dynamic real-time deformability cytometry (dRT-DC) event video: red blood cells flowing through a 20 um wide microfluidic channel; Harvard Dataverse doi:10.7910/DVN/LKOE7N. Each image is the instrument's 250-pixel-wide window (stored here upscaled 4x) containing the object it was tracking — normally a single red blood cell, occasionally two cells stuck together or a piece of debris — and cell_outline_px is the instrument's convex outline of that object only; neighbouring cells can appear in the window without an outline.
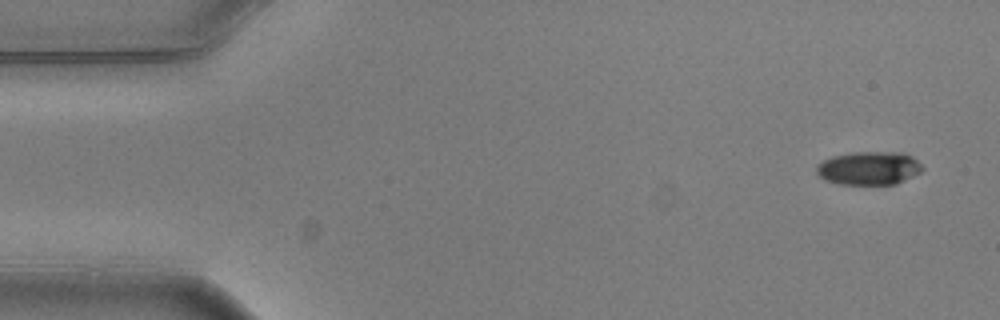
{"species": "common noctule bat (a hibernating species)", "species_latin": "Nyctalus noctula", "temperature_condition": "warm", "stored_images_in_passage": 5, "camera_frame_rate_fps": 3000, "um_per_image_px": 0.085, "animal": {"sex": "male", "body_mass_g": 20.5, "forearm_length_mm": 52.5}, "frame": {"image": 1, "passage_image": 1, "time_ms": 0.0, "image_size_px": [1000, 320], "cell_outline_px": [[924, 168], [920, 172], [896, 184], [840, 184], [824, 180], [816, 172], [816, 164], [832, 156], [852, 152], [904, 152], [912, 156]], "centroid_in_image_um": [73.84, 14.28], "position_along_channel_um": 11.2, "area_um2": 20.63}}
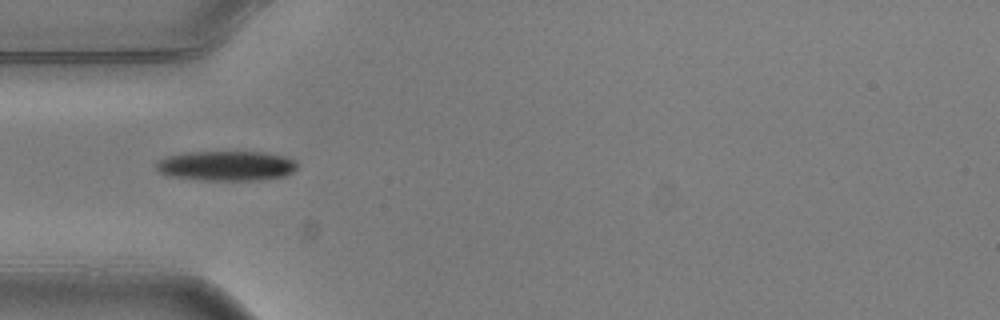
{"frame": {"image": 2, "passage_image": 4, "time_ms": 1.0, "image_size_px": [1000, 320], "cell_outline_px": [[300, 164], [292, 172], [284, 176], [260, 180], [204, 180], [168, 176], [160, 172], [156, 168], [156, 164], [160, 160], [168, 156], [184, 152], [268, 152], [288, 156], [296, 160]], "centroid_in_image_um": [19.31, 14.09], "position_along_channel_um": 65.7, "area_um2": 24.8}}
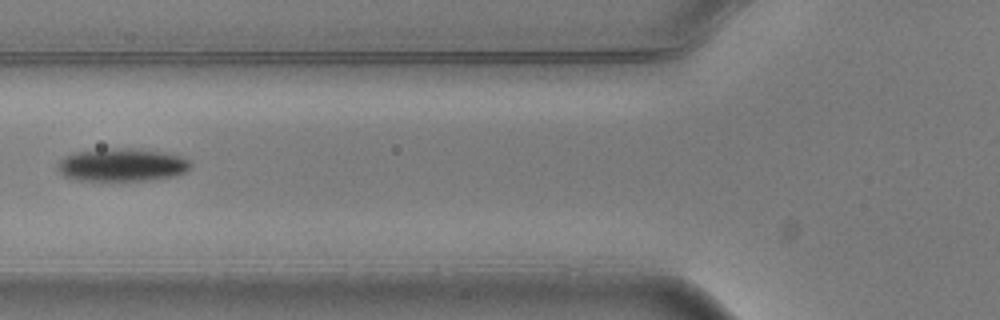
{"frame": {"image": 3, "passage_image": 5, "time_ms": 1.333, "image_size_px": [1000, 320], "cell_outline_px": [[192, 164], [184, 172], [176, 176], [152, 180], [80, 180], [64, 176], [56, 168], [60, 160], [64, 156], [76, 152], [108, 148], [136, 148], [180, 156], [188, 160]], "centroid_in_image_um": [10.35, 14.01], "position_along_channel_um": 115.5, "area_um2": 25.37}}